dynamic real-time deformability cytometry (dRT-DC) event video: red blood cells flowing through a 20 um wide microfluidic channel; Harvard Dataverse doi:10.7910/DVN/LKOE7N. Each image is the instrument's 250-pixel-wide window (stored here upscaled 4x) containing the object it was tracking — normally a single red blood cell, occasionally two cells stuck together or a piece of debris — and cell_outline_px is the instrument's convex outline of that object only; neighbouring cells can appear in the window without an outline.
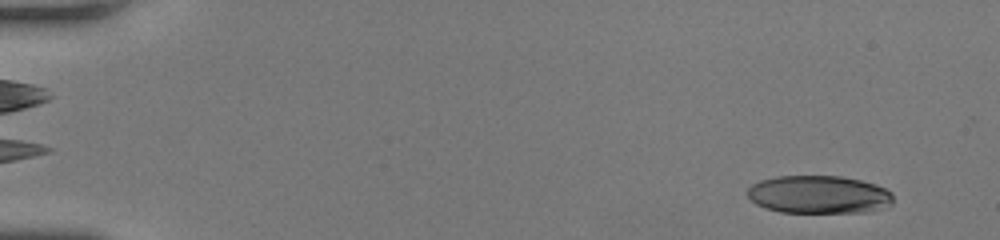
{"species": "human", "species_latin": "Homo sapiens", "temperature_condition": "room temperature", "stored_images_in_passage": 52, "camera_frame_rate_fps": 3000, "um_per_image_px": 0.085, "donor": {"sex": "female"}, "frame": {"image": 1, "passage_image": 3, "time_ms": 0.667, "image_size_px": [1000, 240], "cell_outline_px": [[892, 204], [880, 208], [864, 212], [780, 212], [764, 208], [756, 204], [748, 196], [748, 188], [752, 184], [760, 180], [776, 176], [840, 176], [860, 180], [876, 184], [892, 192]], "centroid_in_image_um": [69.58, 16.53], "position_along_channel_um": 15.4, "area_um2": 32.19}}
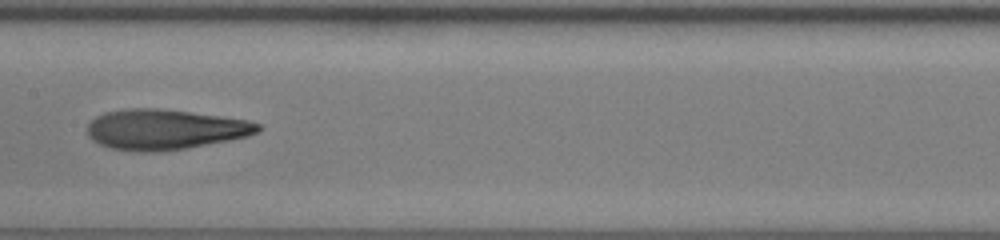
{"frame": {"image": 2, "passage_image": 29, "time_ms": 9.333, "image_size_px": [1000, 240], "cell_outline_px": [[260, 132], [248, 136], [188, 148], [152, 152], [144, 152], [112, 148], [100, 144], [92, 140], [88, 136], [88, 124], [96, 116], [104, 112], [132, 108], [156, 108], [188, 112], [248, 120], [260, 124]], "centroid_in_image_um": [14.01, 11.0], "position_along_channel_um": 193.4, "area_um2": 39.71}}
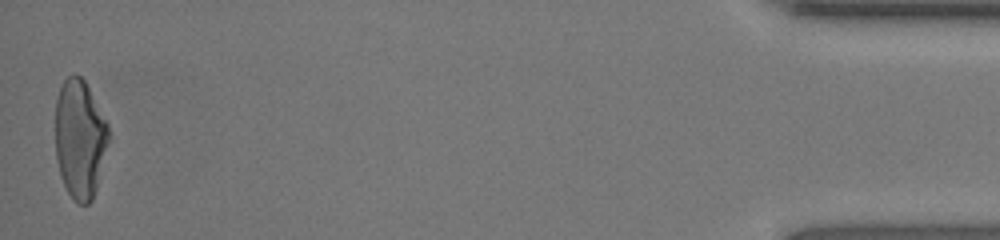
{"frame": {"image": 3, "passage_image": 52, "time_ms": 17.0, "image_size_px": [1000, 240], "cell_outline_px": [[108, 140], [96, 188], [92, 200], [88, 204], [80, 204], [72, 200], [60, 176], [56, 160], [56, 96], [64, 80], [72, 72], [76, 72], [84, 80], [108, 124]], "centroid_in_image_um": [6.76, 11.79], "position_along_channel_um": 428.4, "area_um2": 36.65}, "authors_computed_cell_mechanics": {"area_um2": 38.148, "velocity_mm_per_s": 4.1987, "shape_relaxation_time_tau1_ms": 7.9897, "shape_relaxation_time_tau2_ms": 2.1349, "deformation_change_tau1": 0.3414, "deformation_change_tau2": 0.114}}